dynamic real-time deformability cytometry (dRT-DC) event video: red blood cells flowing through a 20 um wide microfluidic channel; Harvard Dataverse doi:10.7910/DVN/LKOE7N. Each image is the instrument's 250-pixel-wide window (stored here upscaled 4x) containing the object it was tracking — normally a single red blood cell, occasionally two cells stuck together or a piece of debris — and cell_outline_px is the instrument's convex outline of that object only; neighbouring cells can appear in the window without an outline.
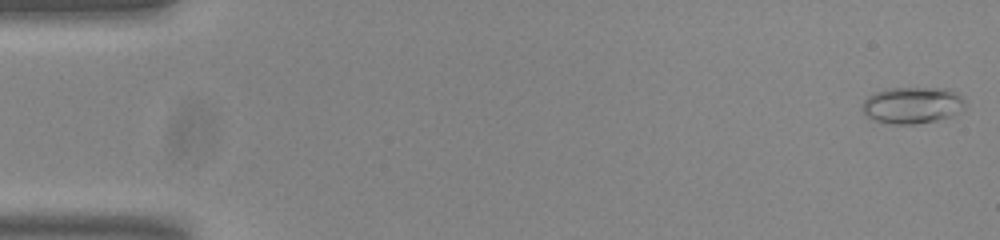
{"species": "common noctule bat (a hibernating species)", "species_latin": "Nyctalus noctula", "temperature_condition": "room temperature", "stored_images_in_passage": 54, "camera_frame_rate_fps": 3000, "um_per_image_px": 0.085, "animal": {"sex": "male", "body_mass_g": 20.0, "forearm_length_mm": 53.3}, "frame": {"image": 1, "passage_image": 1, "time_ms": 0.0, "image_size_px": [1000, 240], "cell_outline_px": [[964, 108], [952, 116], [936, 120], [912, 124], [892, 124], [876, 120], [868, 116], [864, 112], [864, 100], [868, 96], [876, 92], [888, 88], [952, 88], [960, 92], [964, 100]], "centroid_in_image_um": [77.62, 8.92], "position_along_channel_um": 7.4, "area_um2": 21.91}}
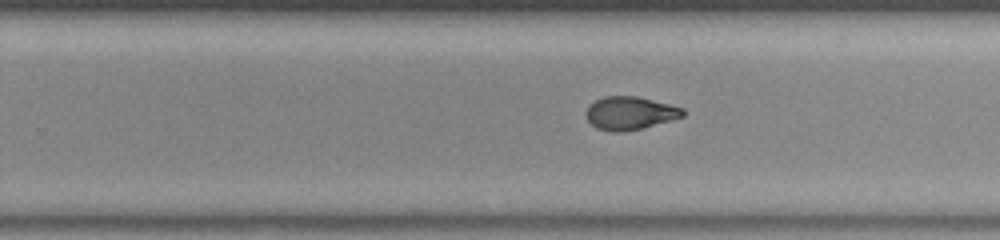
{"frame": {"image": 2, "passage_image": 34, "time_ms": 11.0, "image_size_px": [1000, 240], "cell_outline_px": [[684, 116], [672, 120], [640, 128], [620, 132], [612, 132], [596, 128], [588, 120], [584, 112], [588, 104], [604, 96], [636, 96], [684, 108]], "centroid_in_image_um": [53.5, 9.61], "position_along_channel_um": 276.3, "area_um2": 18.61}}
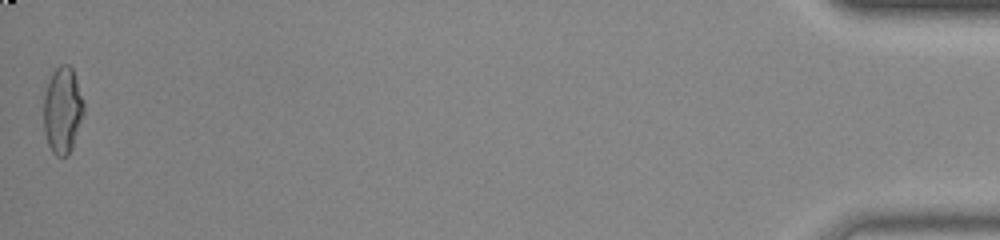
{"frame": {"image": 3, "passage_image": 54, "time_ms": 17.667, "image_size_px": [1000, 240], "cell_outline_px": [[84, 112], [72, 148], [68, 156], [56, 156], [52, 152], [48, 144], [44, 132], [44, 96], [52, 72], [60, 64], [68, 64], [72, 68], [84, 104]], "centroid_in_image_um": [5.31, 9.39], "position_along_channel_um": 429.9, "area_um2": 20.06}, "authors_computed_cell_mechanics": {"area_um2": 19.2185, "velocity_mm_per_s": 3.7682, "shape_relaxation_time_tau1_ms": null, "shape_relaxation_time_tau2_ms": 1.9889, "deformation_change_tau1": null, "deformation_change_tau2": 0.0711}}